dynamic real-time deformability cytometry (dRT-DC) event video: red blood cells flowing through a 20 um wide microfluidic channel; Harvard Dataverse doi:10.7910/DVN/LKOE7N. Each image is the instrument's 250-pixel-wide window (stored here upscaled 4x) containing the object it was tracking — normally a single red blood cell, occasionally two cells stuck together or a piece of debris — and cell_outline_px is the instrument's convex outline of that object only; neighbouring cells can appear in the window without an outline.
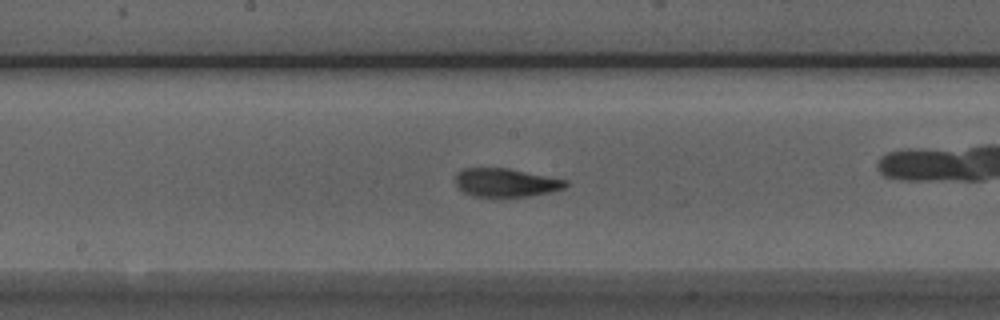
{"species": "Egyptian fruit bat (a non-hibernating species)", "species_latin": "Rousettus aegyptiacus", "temperature_condition": "room temperature", "stored_images_in_passage": 45, "camera_frame_rate_fps": 3000, "um_per_image_px": 0.085, "animal": {"sex": "male"}, "frame": {"image": 1, "passage_image": 26, "time_ms": 8.333, "image_size_px": [1000, 320], "cell_outline_px": [[568, 184], [564, 188], [548, 192], [528, 196], [472, 196], [464, 192], [456, 184], [456, 176], [464, 168], [508, 168], [568, 180]], "centroid_in_image_um": [43.01, 15.51], "position_along_channel_um": 205.2, "area_um2": 17.98}}
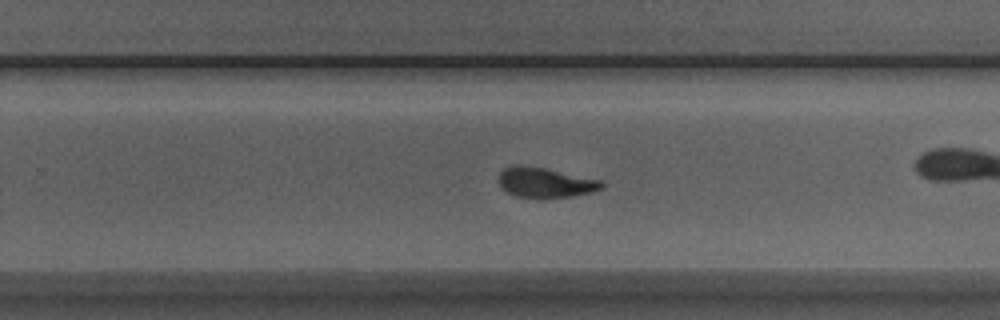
{"frame": {"image": 2, "passage_image": 32, "time_ms": 10.333, "image_size_px": [1000, 320], "cell_outline_px": [[604, 188], [592, 192], [572, 196], [544, 200], [516, 196], [508, 192], [496, 180], [500, 172], [504, 168], [516, 164], [544, 168], [600, 180], [604, 184]], "centroid_in_image_um": [46.32, 15.54], "position_along_channel_um": 283.5, "area_um2": 18.32}, "authors_computed_cell_mechanics": {"area_um2": 18.207, "velocity_mm_per_s": 3.9356, "shape_relaxation_time_tau1_ms": 5.5995, "shape_relaxation_time_tau2_ms": 1.4163, "deformation_change_tau1": 0.212, "deformation_change_tau2": 0.065}}